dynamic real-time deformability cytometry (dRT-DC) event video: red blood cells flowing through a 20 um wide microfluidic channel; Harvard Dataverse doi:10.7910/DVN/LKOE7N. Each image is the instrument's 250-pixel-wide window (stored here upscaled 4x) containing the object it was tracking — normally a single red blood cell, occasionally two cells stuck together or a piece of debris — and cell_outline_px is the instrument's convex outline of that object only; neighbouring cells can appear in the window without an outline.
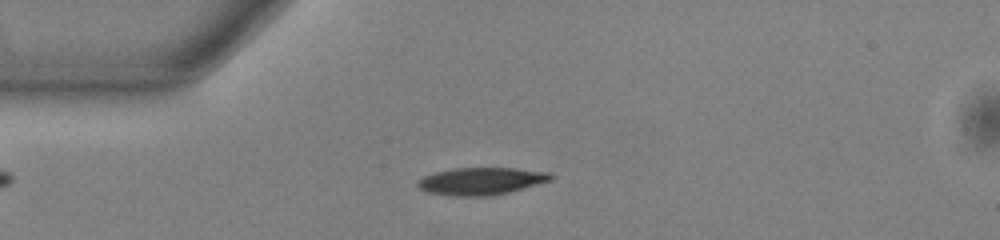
{"species": "common noctule bat (a hibernating species)", "species_latin": "Nyctalus noctula", "temperature_condition": "warm", "stored_images_in_passage": 51, "camera_frame_rate_fps": 3000, "um_per_image_px": 0.085, "animal": {"sex": "male", "body_mass_g": 13.0, "forearm_length_mm": 53.1}, "frame": {"image": 1, "passage_image": 11, "time_ms": 3.333, "image_size_px": [1000, 240], "cell_outline_px": [[556, 176], [552, 180], [508, 192], [488, 196], [456, 196], [428, 192], [420, 188], [416, 184], [416, 180], [424, 176], [436, 172], [452, 168], [516, 168], [552, 172]], "centroid_in_image_um": [40.93, 15.38], "position_along_channel_um": 44.1, "area_um2": 21.27}}
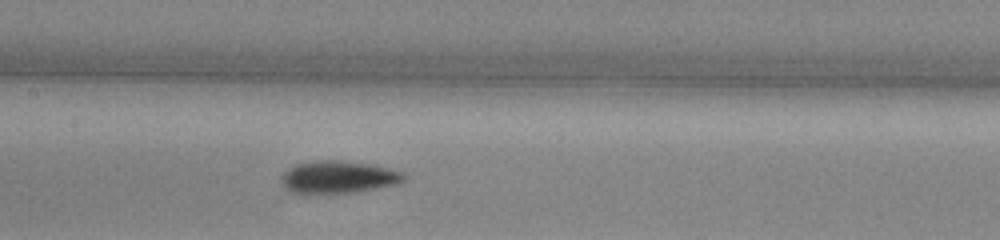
{"frame": {"image": 2, "passage_image": 23, "time_ms": 7.333, "image_size_px": [1000, 240], "cell_outline_px": [[404, 180], [396, 184], [356, 192], [292, 192], [280, 180], [280, 176], [284, 172], [296, 164], [320, 160], [340, 160], [372, 164], [400, 172], [404, 176]], "centroid_in_image_um": [28.75, 15.03], "position_along_channel_um": 178.6, "area_um2": 22.48}}
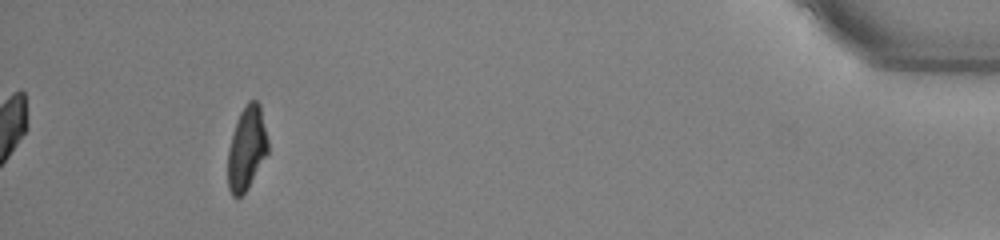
{"frame": {"image": 3, "passage_image": 47, "time_ms": 15.333, "image_size_px": [1000, 240], "cell_outline_px": [[268, 152], [248, 188], [240, 196], [232, 196], [228, 188], [228, 148], [232, 132], [236, 120], [244, 104], [248, 100], [256, 100], [260, 104], [268, 140]], "centroid_in_image_um": [20.96, 12.57], "position_along_channel_um": 414.2, "area_um2": 19.65}, "authors_computed_cell_mechanics": {"area_um2": 20.6924, "velocity_mm_per_s": 3.8324, "shape_relaxation_time_tau1_ms": 2.9665, "shape_relaxation_time_tau2_ms": 5.0199, "deformation_change_tau1": 0.1539, "deformation_change_tau2": 0.1229}}